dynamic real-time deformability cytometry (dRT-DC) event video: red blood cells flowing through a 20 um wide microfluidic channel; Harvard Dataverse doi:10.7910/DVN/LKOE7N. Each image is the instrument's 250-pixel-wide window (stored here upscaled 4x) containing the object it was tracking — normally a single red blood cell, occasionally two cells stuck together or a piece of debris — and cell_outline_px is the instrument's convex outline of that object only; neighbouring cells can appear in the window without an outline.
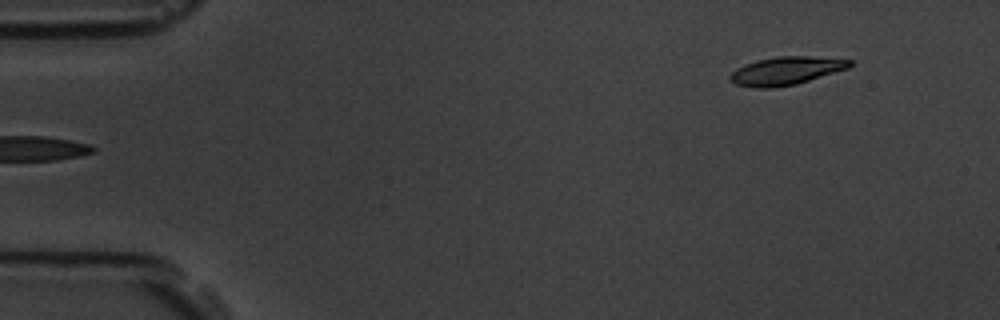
{"species": "common noctule bat (a hibernating species)", "species_latin": "Nyctalus noctula", "temperature_condition": "room temperature", "stored_images_in_passage": 6, "segment_of_instrument_passage": [2, 2], "camera_frame_rate_fps": 3000, "um_per_image_px": 0.085, "animal": {"sex": "male", "body_mass_g": 19.5, "forearm_length_mm": 54.6}, "frame": {"image": 1, "passage_image": 6, "time_ms": 5.333, "image_size_px": [1000, 320], "cell_outline_px": [[852, 64], [848, 68], [796, 84], [772, 88], [752, 88], [736, 84], [728, 80], [728, 76], [736, 68], [744, 64], [756, 60], [780, 56], [808, 56], [852, 60]], "centroid_in_image_um": [66.75, 6.02], "position_along_channel_um": 18.3, "area_um2": 19.59}}